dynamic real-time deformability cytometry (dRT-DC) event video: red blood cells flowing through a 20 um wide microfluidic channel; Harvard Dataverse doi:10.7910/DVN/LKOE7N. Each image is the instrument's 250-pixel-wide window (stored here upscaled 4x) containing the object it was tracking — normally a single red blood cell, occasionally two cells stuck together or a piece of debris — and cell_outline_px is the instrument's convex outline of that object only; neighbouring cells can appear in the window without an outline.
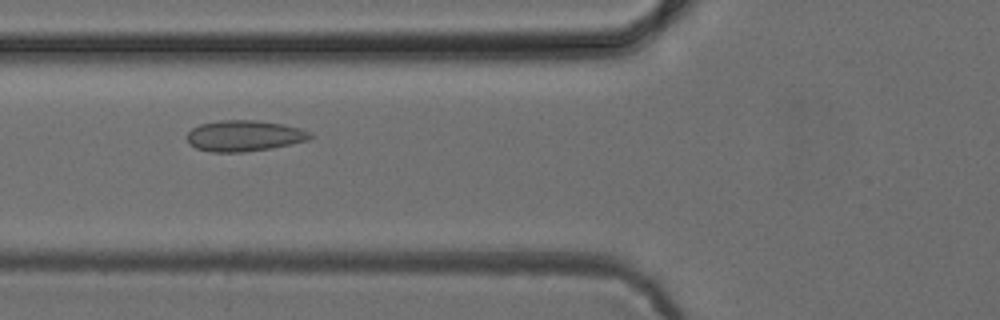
{"species": "common noctule bat (a hibernating species)", "species_latin": "Nyctalus noctula", "temperature_condition": "cold", "stored_images_in_passage": 4, "camera_frame_rate_fps": 3000, "um_per_image_px": 0.085, "animal": {"sex": "female", "body_mass_g": 24.6, "forearm_length_mm": 56.2}, "frame": {"image": 1, "passage_image": 4, "time_ms": 3.333, "image_size_px": [1000, 320], "cell_outline_px": [[316, 136], [308, 140], [292, 144], [272, 148], [244, 152], [212, 152], [196, 148], [188, 144], [188, 132], [192, 128], [200, 124], [220, 120], [256, 120], [284, 124], [300, 128], [312, 132]], "centroid_in_image_um": [20.81, 11.54], "position_along_channel_um": 105.0, "area_um2": 22.48}}